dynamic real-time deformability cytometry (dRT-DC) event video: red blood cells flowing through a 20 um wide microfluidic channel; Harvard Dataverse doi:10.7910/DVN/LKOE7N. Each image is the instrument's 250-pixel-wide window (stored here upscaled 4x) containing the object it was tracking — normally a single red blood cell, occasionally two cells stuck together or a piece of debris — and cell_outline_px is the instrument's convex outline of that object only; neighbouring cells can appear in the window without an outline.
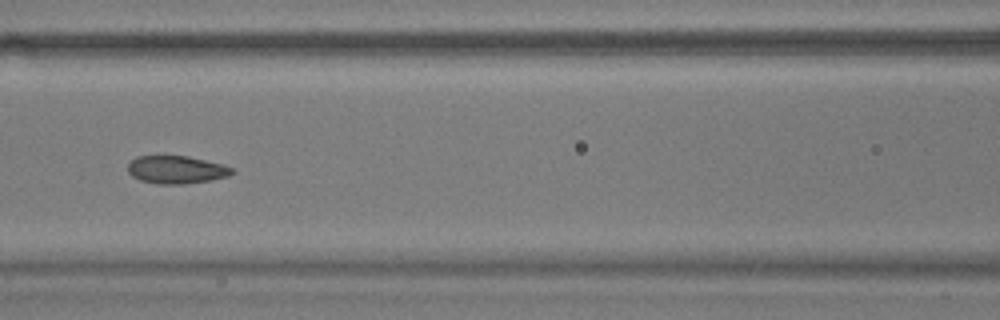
{"species": "common noctule bat (a hibernating species)", "species_latin": "Nyctalus noctula", "temperature_condition": "warm", "stored_images_in_passage": 13, "camera_frame_rate_fps": 3000, "um_per_image_px": 0.085, "animal": {"sex": "male", "body_mass_g": 17.9}, "frame": {"image": 1, "passage_image": 10, "time_ms": 3.0, "image_size_px": [1000, 320], "cell_outline_px": [[236, 172], [228, 176], [208, 180], [184, 184], [156, 184], [140, 180], [132, 176], [128, 172], [128, 164], [136, 156], [188, 156], [224, 164], [232, 168]], "centroid_in_image_um": [14.99, 14.42], "position_along_channel_um": 151.6, "area_um2": 16.94}}